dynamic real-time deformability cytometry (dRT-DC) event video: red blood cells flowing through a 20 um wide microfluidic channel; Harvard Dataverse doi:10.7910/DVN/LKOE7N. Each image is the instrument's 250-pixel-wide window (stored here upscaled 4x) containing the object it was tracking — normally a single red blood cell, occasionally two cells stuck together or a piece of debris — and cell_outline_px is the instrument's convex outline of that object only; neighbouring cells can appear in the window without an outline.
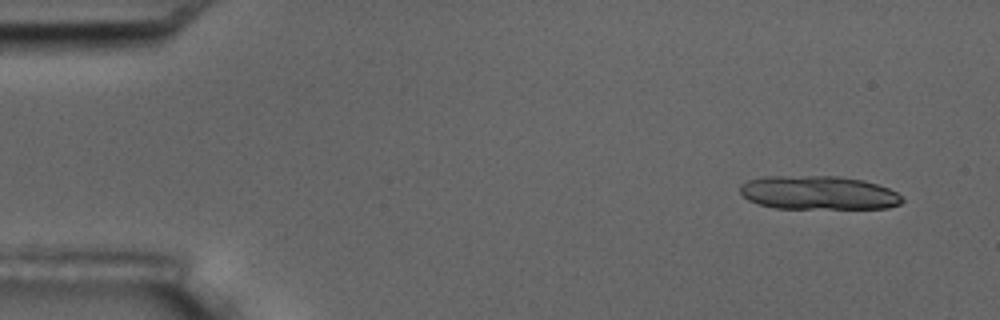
{"species": "common noctule bat (a hibernating species)", "species_latin": "Nyctalus noctula", "temperature_condition": "room temperature", "stored_images_in_passage": 5, "camera_frame_rate_fps": 3000, "um_per_image_px": 0.085, "animal": {"sex": "male", "body_mass_g": 17.5, "forearm_length_mm": 52.3}, "frame": {"image": 1, "passage_image": 1, "time_ms": 0.0, "image_size_px": [1000, 320], "cell_outline_px": [[904, 200], [900, 204], [888, 208], [776, 208], [760, 204], [748, 200], [740, 192], [740, 184], [748, 180], [764, 176], [836, 176], [864, 180], [888, 188], [896, 192]], "centroid_in_image_um": [69.55, 16.38], "position_along_channel_um": 15.4, "area_um2": 31.79}}